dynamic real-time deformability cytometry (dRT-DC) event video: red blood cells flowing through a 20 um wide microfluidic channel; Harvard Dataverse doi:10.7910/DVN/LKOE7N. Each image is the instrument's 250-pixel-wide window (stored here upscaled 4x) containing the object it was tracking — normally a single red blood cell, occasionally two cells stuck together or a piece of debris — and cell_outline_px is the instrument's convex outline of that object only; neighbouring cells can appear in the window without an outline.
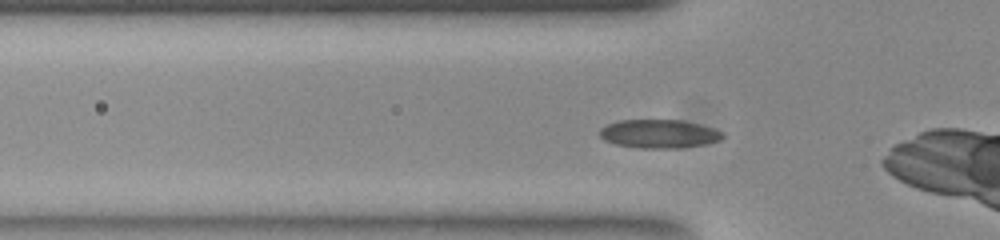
{"species": "common noctule bat (a hibernating species)", "species_latin": "Nyctalus noctula", "temperature_condition": "room temperature", "stored_images_in_passage": 38, "camera_frame_rate_fps": 3000, "um_per_image_px": 0.085, "animal": {"sex": "female", "body_mass_g": 23.0, "forearm_length_mm": 53.4}, "frame": {"image": 1, "passage_image": 9, "time_ms": 2.667, "image_size_px": [1000, 240], "cell_outline_px": [[724, 136], [720, 140], [704, 144], [676, 148], [640, 148], [616, 144], [604, 140], [600, 136], [600, 128], [608, 124], [620, 120], [680, 120], [700, 124], [724, 132]], "centroid_in_image_um": [56.02, 11.37], "position_along_channel_um": 69.8, "area_um2": 20.35}}
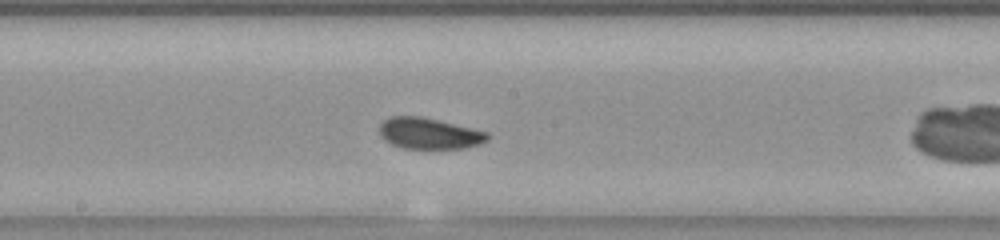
{"frame": {"image": 2, "passage_image": 20, "time_ms": 6.333, "image_size_px": [1000, 240], "cell_outline_px": [[488, 140], [480, 144], [464, 148], [404, 148], [392, 144], [380, 136], [380, 124], [384, 120], [392, 116], [420, 116], [472, 128], [488, 132]], "centroid_in_image_um": [36.48, 11.34], "position_along_channel_um": 211.7, "area_um2": 19.36}}
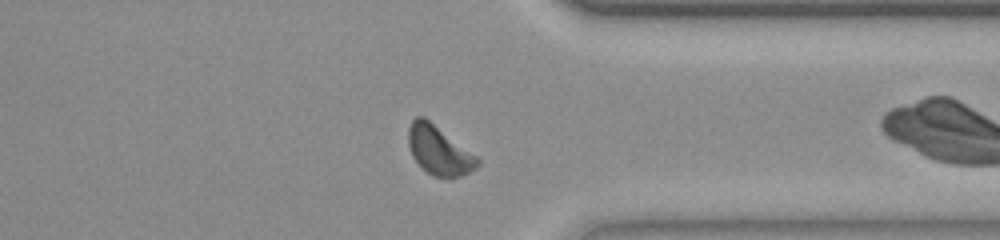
{"frame": {"image": 3, "passage_image": 33, "time_ms": 10.667, "image_size_px": [1000, 240], "cell_outline_px": [[480, 164], [476, 168], [460, 176], [432, 176], [420, 168], [412, 156], [408, 144], [408, 128], [412, 120], [416, 116], [424, 116], [476, 156], [480, 160]], "centroid_in_image_um": [37.27, 12.77], "position_along_channel_um": 374.1, "area_um2": 19.54}}